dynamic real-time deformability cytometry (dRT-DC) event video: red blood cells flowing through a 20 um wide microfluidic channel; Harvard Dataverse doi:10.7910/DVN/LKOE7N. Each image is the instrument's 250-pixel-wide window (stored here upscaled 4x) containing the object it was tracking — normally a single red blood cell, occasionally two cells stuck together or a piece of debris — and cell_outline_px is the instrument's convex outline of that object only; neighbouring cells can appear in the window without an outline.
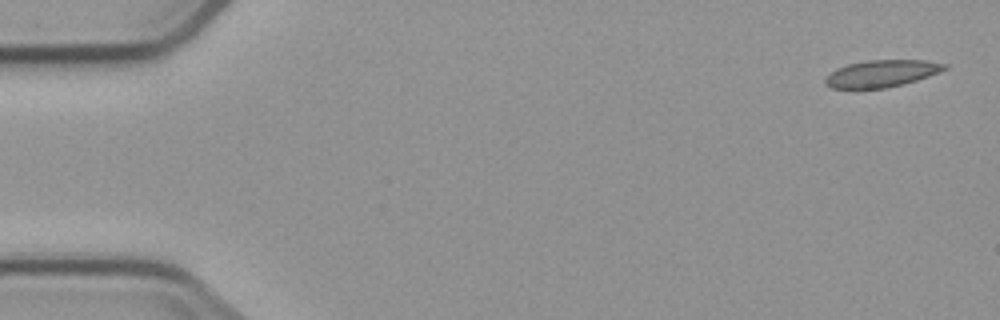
{"species": "common noctule bat (a hibernating species)", "species_latin": "Nyctalus noctula", "temperature_condition": "cold", "stored_images_in_passage": 6, "camera_frame_rate_fps": 3000, "um_per_image_px": 0.085, "animal": {"sex": "male", "body_mass_g": 23.1, "forearm_length_mm": 52.7}, "frame": {"image": 1, "passage_image": 1, "time_ms": 0.0, "image_size_px": [1000, 320], "cell_outline_px": [[948, 68], [940, 72], [904, 84], [884, 88], [832, 88], [824, 84], [824, 80], [836, 68], [848, 64], [868, 60], [928, 60], [948, 64]], "centroid_in_image_um": [74.97, 6.24], "position_along_channel_um": 10.0, "area_um2": 18.73}}
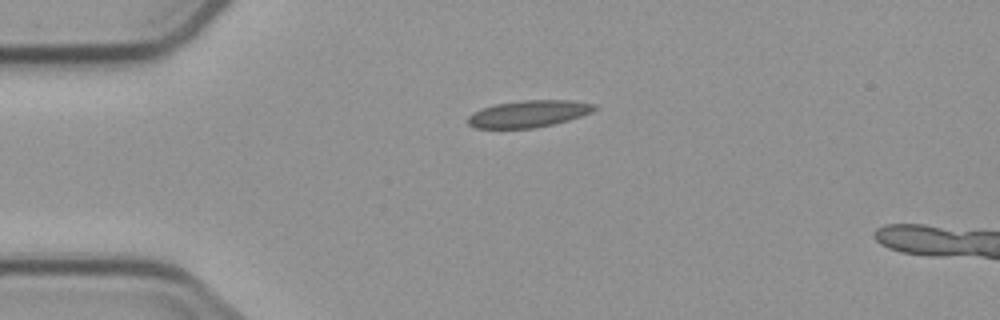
{"frame": {"image": 2, "passage_image": 4, "time_ms": 3.667, "image_size_px": [1000, 320], "cell_outline_px": [[596, 108], [592, 112], [568, 120], [552, 124], [532, 128], [476, 128], [468, 124], [468, 116], [472, 112], [480, 108], [496, 104], [524, 100], [572, 100], [596, 104]], "centroid_in_image_um": [44.91, 9.66], "position_along_channel_um": 40.1, "area_um2": 19.77}}